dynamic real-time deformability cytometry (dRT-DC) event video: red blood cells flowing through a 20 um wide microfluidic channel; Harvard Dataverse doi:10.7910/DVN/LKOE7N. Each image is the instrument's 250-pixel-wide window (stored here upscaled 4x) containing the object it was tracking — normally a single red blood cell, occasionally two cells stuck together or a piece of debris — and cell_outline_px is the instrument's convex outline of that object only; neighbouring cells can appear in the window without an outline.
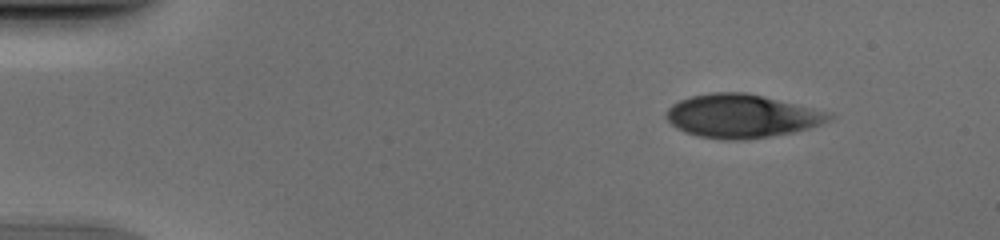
{"species": "human", "species_latin": "Homo sapiens", "temperature_condition": "cold", "stored_images_in_passage": 45, "camera_frame_rate_fps": 3000, "um_per_image_px": 0.085, "donor": {"sex": "male"}, "frame": {"image": 1, "passage_image": 1, "time_ms": 0.0, "image_size_px": [1000, 240], "cell_outline_px": [[836, 116], [820, 124], [808, 128], [792, 132], [744, 140], [724, 140], [696, 136], [684, 132], [676, 128], [664, 116], [664, 112], [672, 104], [680, 100], [692, 96], [712, 92], [744, 92], [832, 112]], "centroid_in_image_um": [63.01, 9.87], "position_along_channel_um": 22.0, "area_um2": 41.21}}
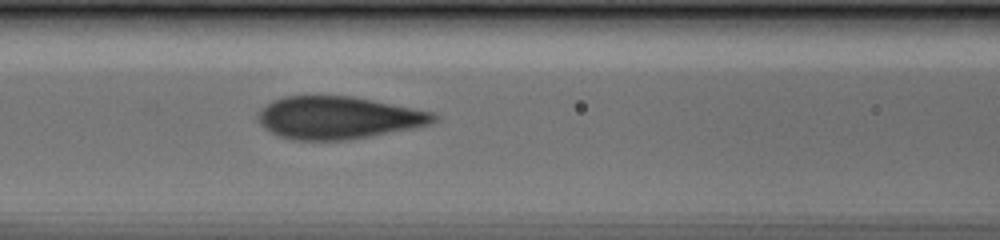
{"frame": {"image": 2, "passage_image": 17, "time_ms": 5.333, "image_size_px": [1000, 240], "cell_outline_px": [[440, 120], [432, 124], [412, 128], [368, 136], [344, 140], [296, 140], [280, 136], [264, 128], [256, 120], [256, 112], [260, 108], [272, 100], [284, 96], [352, 96], [432, 112], [440, 116]], "centroid_in_image_um": [28.71, 10.0], "position_along_channel_um": 137.9, "area_um2": 43.52}}
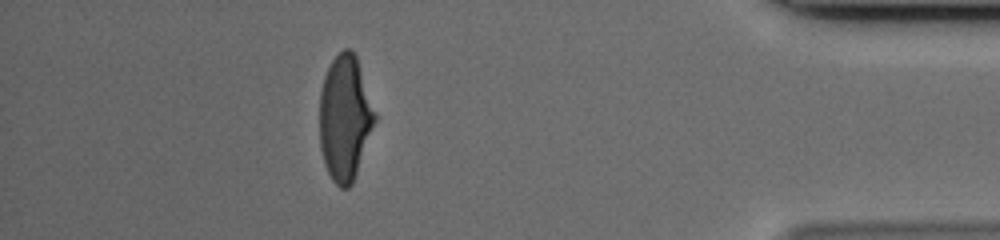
{"frame": {"image": 3, "passage_image": 40, "time_ms": 13.0, "image_size_px": [1000, 240], "cell_outline_px": [[376, 120], [352, 184], [348, 188], [340, 188], [332, 180], [324, 164], [320, 148], [320, 92], [324, 76], [332, 60], [344, 48], [348, 48], [356, 56], [376, 112]], "centroid_in_image_um": [29.31, 10.04], "position_along_channel_um": 405.9, "area_um2": 40.11}}